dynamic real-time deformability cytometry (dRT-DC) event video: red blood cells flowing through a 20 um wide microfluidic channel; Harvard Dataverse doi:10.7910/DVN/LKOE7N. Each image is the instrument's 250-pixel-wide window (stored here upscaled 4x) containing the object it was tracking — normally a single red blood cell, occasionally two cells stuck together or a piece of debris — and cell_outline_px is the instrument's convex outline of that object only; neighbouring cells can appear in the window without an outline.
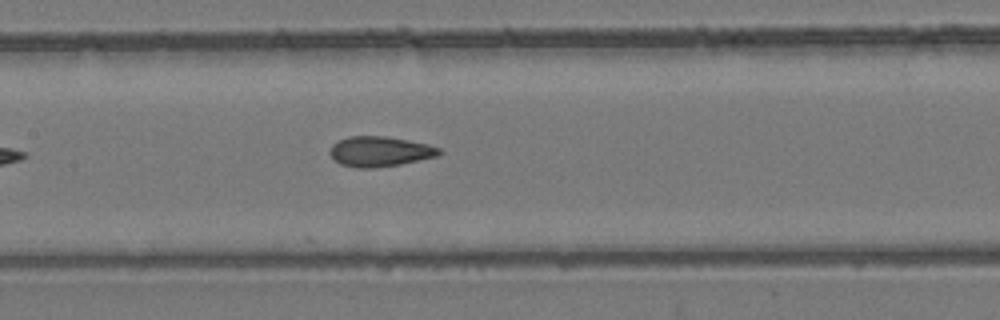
{"species": "common noctule bat (a hibernating species)", "species_latin": "Nyctalus noctula", "temperature_condition": "room temperature", "stored_images_in_passage": 8, "camera_frame_rate_fps": 3000, "um_per_image_px": 0.085, "animal": {"sex": "female", "body_mass_g": 24.6, "forearm_length_mm": 56.2}, "frame": {"image": 1, "passage_image": 8, "time_ms": 9.667, "image_size_px": [1000, 320], "cell_outline_px": [[444, 152], [440, 156], [400, 164], [372, 168], [356, 168], [340, 164], [328, 152], [332, 144], [348, 136], [384, 136], [408, 140], [428, 144], [440, 148]], "centroid_in_image_um": [32.32, 12.88], "position_along_channel_um": 175.1, "area_um2": 19.31}}